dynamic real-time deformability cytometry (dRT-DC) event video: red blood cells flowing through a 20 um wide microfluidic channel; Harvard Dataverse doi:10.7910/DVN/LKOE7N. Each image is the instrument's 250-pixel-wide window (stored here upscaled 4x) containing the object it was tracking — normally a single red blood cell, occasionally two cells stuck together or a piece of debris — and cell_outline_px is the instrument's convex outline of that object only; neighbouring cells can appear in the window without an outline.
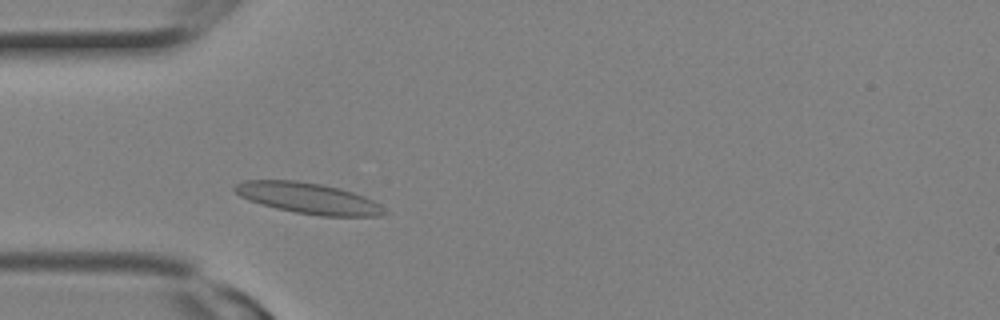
{"species": "Egyptian fruit bat (a non-hibernating species)", "species_latin": "Rousettus aegyptiacus", "temperature_condition": "room temperature", "stored_images_in_passage": 5, "camera_frame_rate_fps": 3000, "um_per_image_px": 0.085, "animal": {"sex": "female"}, "frame": {"image": 1, "passage_image": 5, "time_ms": 1.333, "image_size_px": [1000, 320], "cell_outline_px": [[392, 212], [380, 216], [320, 216], [296, 212], [276, 208], [248, 200], [240, 196], [232, 188], [236, 184], [244, 180], [296, 180], [320, 184], [340, 188], [364, 196], [380, 204]], "centroid_in_image_um": [26.25, 16.85], "position_along_channel_um": 58.8, "area_um2": 27.05}}